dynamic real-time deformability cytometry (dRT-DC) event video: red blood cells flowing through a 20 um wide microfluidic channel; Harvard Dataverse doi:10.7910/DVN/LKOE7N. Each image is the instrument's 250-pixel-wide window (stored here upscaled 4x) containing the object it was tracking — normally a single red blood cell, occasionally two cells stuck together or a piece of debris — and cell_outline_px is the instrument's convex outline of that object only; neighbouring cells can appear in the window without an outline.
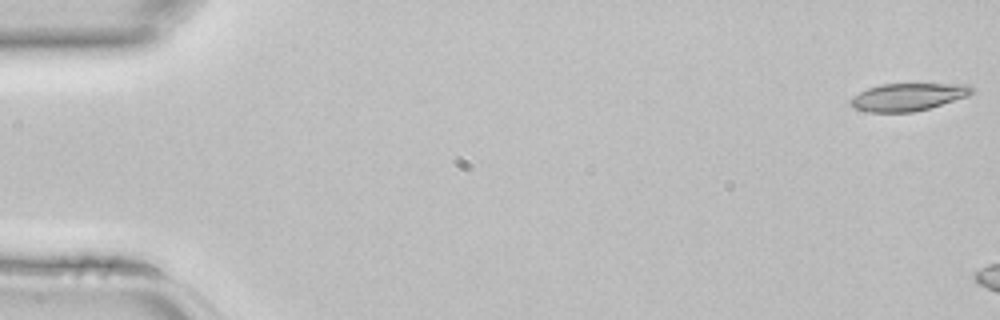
{"species": "common noctule bat (a hibernating species)", "species_latin": "Nyctalus noctula", "temperature_condition": "room temperature", "stored_images_in_passage": 6, "camera_frame_rate_fps": 3000, "um_per_image_px": 0.085, "animal": {"sex": "female", "body_mass_g": 22.7, "forearm_length_mm": 54.2}, "frame": {"image": 1, "passage_image": 1, "time_ms": 0.0, "image_size_px": [1000, 320], "cell_outline_px": [[976, 88], [968, 96], [928, 108], [912, 112], [868, 112], [856, 108], [848, 100], [852, 96], [868, 88], [880, 84], [968, 84]], "centroid_in_image_um": [77.18, 8.23], "position_along_channel_um": 7.8, "area_um2": 19.36}}